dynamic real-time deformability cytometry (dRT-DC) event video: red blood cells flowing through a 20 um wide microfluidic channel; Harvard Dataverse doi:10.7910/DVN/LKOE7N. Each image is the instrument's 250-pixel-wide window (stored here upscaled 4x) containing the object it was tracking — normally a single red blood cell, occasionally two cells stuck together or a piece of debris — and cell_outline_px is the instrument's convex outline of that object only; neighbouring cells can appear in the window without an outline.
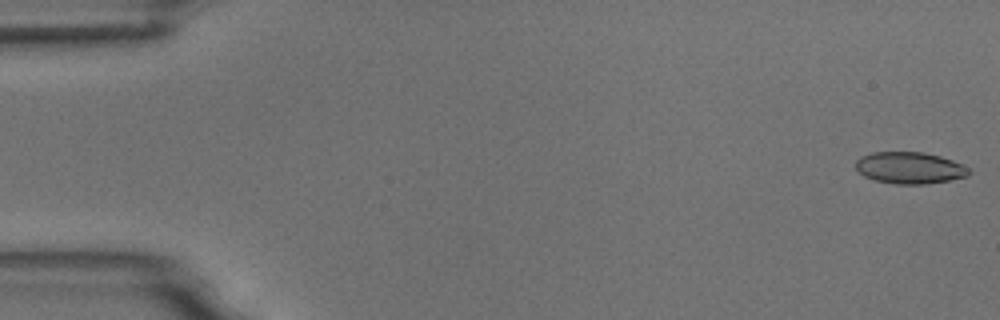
{"species": "common noctule bat (a hibernating species)", "species_latin": "Nyctalus noctula", "temperature_condition": "room temperature", "stored_images_in_passage": 6, "camera_frame_rate_fps": 3000, "um_per_image_px": 0.085, "animal": {"sex": "male", "body_mass_g": 18.8}, "frame": {"image": 1, "passage_image": 1, "time_ms": 0.0, "image_size_px": [1000, 320], "cell_outline_px": [[972, 172], [968, 176], [948, 180], [924, 184], [896, 184], [872, 180], [864, 176], [856, 168], [856, 160], [872, 152], [924, 152], [940, 156], [952, 160], [968, 168]], "centroid_in_image_um": [77.32, 14.27], "position_along_channel_um": 7.7, "area_um2": 20.81}}